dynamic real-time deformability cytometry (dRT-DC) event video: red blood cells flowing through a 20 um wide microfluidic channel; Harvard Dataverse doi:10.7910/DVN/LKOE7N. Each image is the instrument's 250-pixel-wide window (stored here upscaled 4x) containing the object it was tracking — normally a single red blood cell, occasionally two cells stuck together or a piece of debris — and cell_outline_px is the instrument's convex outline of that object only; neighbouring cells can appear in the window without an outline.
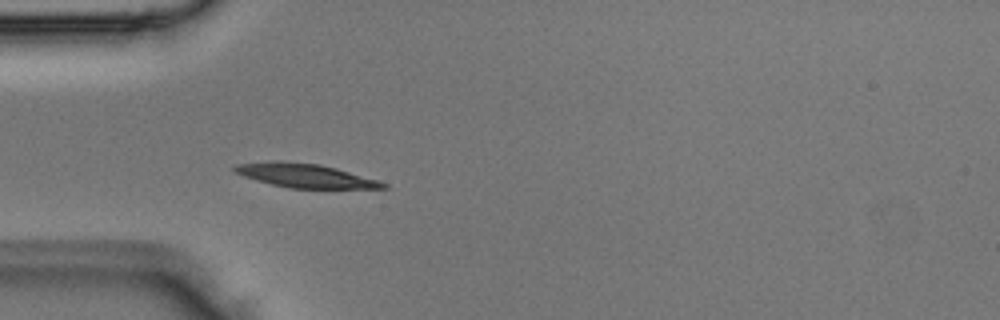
{"species": "Egyptian fruit bat (a non-hibernating species)", "species_latin": "Rousettus aegyptiacus", "temperature_condition": "room temperature", "stored_images_in_passage": 3, "camera_frame_rate_fps": 3000, "um_per_image_px": 0.085, "animal": {"sex": "male"}, "frame": {"image": 1, "passage_image": 3, "time_ms": 0.667, "image_size_px": [1000, 320], "cell_outline_px": [[388, 188], [288, 188], [256, 180], [244, 176], [236, 172], [232, 168], [236, 164], [272, 160], [280, 160], [320, 164], [336, 168], [376, 180], [388, 184]], "centroid_in_image_um": [25.89, 14.91], "position_along_channel_um": 59.1, "area_um2": 20.52}}